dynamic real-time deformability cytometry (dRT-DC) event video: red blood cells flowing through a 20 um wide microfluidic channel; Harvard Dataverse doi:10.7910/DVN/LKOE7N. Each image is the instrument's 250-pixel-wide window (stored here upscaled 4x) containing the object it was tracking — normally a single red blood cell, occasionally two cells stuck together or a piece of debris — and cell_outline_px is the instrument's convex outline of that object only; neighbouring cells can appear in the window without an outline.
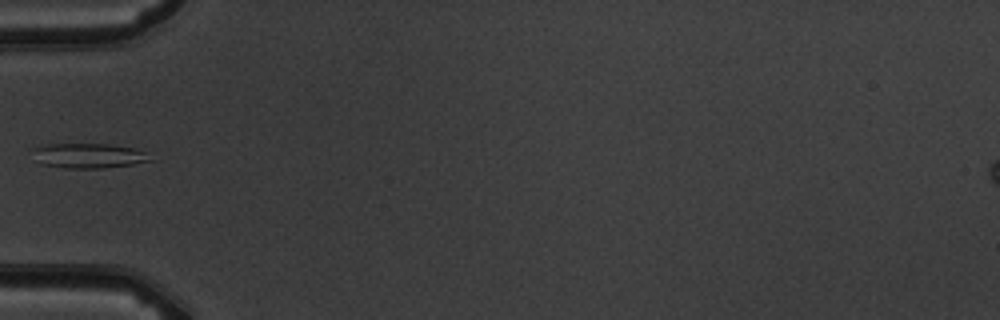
{"species": "common noctule bat (a hibernating species)", "species_latin": "Nyctalus noctula", "temperature_condition": "warm", "stored_images_in_passage": 3, "camera_frame_rate_fps": 3000, "um_per_image_px": 0.085, "animal": {"sex": "male", "body_mass_g": 19.5, "forearm_length_mm": 54.6}, "frame": {"image": 1, "passage_image": 1, "time_ms": 0.0, "image_size_px": [1000, 320], "cell_outline_px": [[152, 160], [132, 164], [104, 168], [64, 168], [40, 164], [32, 148], [48, 144], [108, 144], [132, 148], [144, 152]], "centroid_in_image_um": [7.49, 13.24], "position_along_channel_um": 77.5, "area_um2": 16.7}}
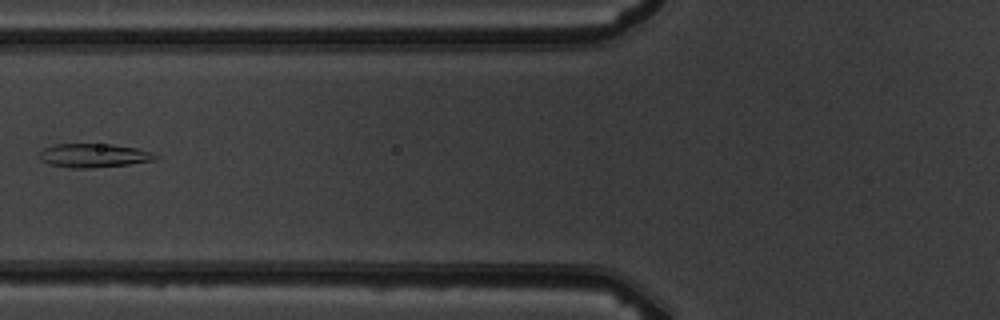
{"frame": {"image": 2, "passage_image": 2, "time_ms": 1.0, "image_size_px": [1000, 320], "cell_outline_px": [[160, 156], [156, 160], [128, 164], [92, 168], [68, 168], [48, 164], [40, 160], [40, 152], [44, 148], [56, 144], [112, 144], [136, 148], [152, 152]], "centroid_in_image_um": [7.98, 13.22], "position_along_channel_um": 117.8, "area_um2": 16.18}}